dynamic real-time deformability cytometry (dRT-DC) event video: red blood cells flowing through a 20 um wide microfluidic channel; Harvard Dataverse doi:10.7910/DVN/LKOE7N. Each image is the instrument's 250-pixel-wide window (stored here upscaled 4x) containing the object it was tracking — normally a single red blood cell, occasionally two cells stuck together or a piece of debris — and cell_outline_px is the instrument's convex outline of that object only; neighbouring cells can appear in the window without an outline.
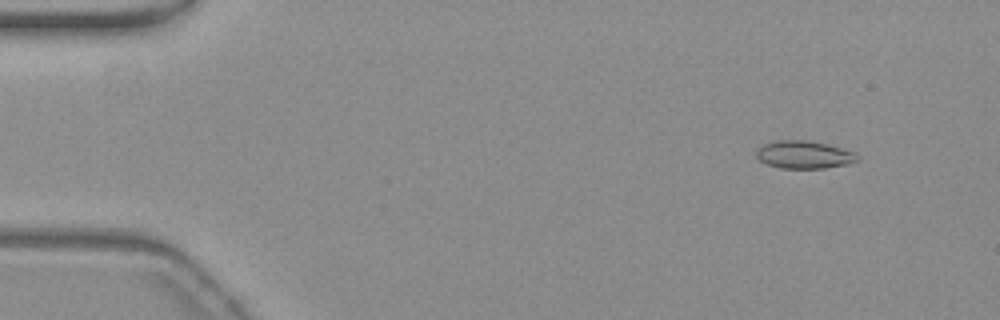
{"species": "common noctule bat (a hibernating species)", "species_latin": "Nyctalus noctula", "temperature_condition": "warm", "stored_images_in_passage": 56, "camera_frame_rate_fps": 3000, "um_per_image_px": 0.085, "animal": {"sex": "female", "body_mass_g": 19.3, "forearm_length_mm": 54.1}, "frame": {"image": 1, "passage_image": 6, "time_ms": 1.667, "image_size_px": [1000, 320], "cell_outline_px": [[860, 160], [848, 164], [824, 168], [780, 168], [768, 164], [760, 160], [756, 156], [756, 148], [764, 144], [776, 140], [808, 140], [856, 152], [860, 156]], "centroid_in_image_um": [68.36, 13.15], "position_along_channel_um": 16.6, "area_um2": 16.36}}
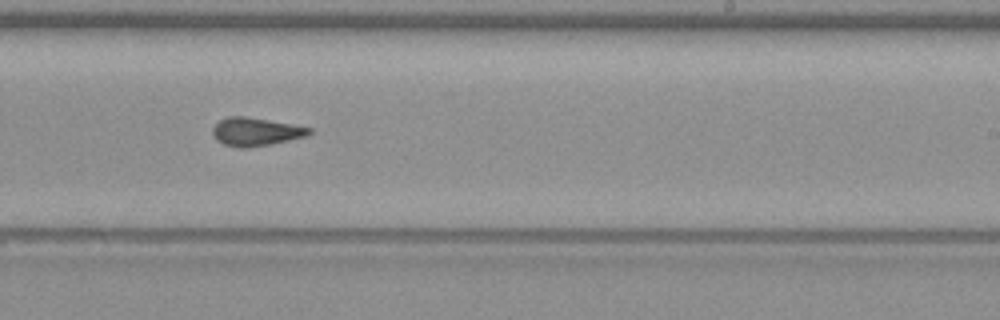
{"frame": {"image": 2, "passage_image": 35, "time_ms": 11.333, "image_size_px": [1000, 320], "cell_outline_px": [[312, 132], [308, 136], [272, 144], [248, 148], [240, 148], [224, 144], [216, 140], [212, 136], [212, 128], [220, 120], [228, 116], [244, 116], [292, 124], [312, 128]], "centroid_in_image_um": [21.74, 11.21], "position_along_channel_um": 267.3, "area_um2": 16.01}}
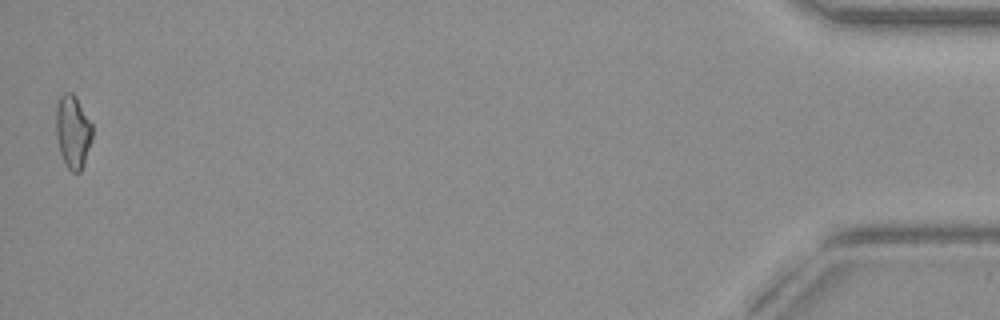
{"frame": {"image": 3, "passage_image": 56, "time_ms": 18.333, "image_size_px": [1000, 320], "cell_outline_px": [[92, 140], [84, 164], [80, 172], [72, 172], [64, 164], [60, 152], [56, 136], [56, 104], [60, 96], [64, 92], [72, 92], [76, 96], [92, 124]], "centroid_in_image_um": [6.19, 11.18], "position_along_channel_um": 429.0, "area_um2": 15.66}, "authors_computed_cell_mechanics": {"area_um2": 15.6638, "velocity_mm_per_s": 3.7099, "shape_relaxation_time_tau1_ms": null, "shape_relaxation_time_tau2_ms": 4.15, "deformation_change_tau1": null, "deformation_change_tau2": 0.0871}}